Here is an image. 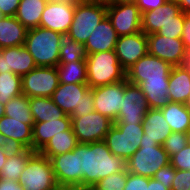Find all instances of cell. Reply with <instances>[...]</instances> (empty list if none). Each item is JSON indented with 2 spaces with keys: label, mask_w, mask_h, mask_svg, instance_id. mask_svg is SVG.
<instances>
[{
  "label": "cell",
  "mask_w": 190,
  "mask_h": 190,
  "mask_svg": "<svg viewBox=\"0 0 190 190\" xmlns=\"http://www.w3.org/2000/svg\"><path fill=\"white\" fill-rule=\"evenodd\" d=\"M171 190H190V170H176Z\"/></svg>",
  "instance_id": "b9f144b4"
},
{
  "label": "cell",
  "mask_w": 190,
  "mask_h": 190,
  "mask_svg": "<svg viewBox=\"0 0 190 190\" xmlns=\"http://www.w3.org/2000/svg\"><path fill=\"white\" fill-rule=\"evenodd\" d=\"M89 1H99V2H105L106 0H89Z\"/></svg>",
  "instance_id": "6125c7cd"
},
{
  "label": "cell",
  "mask_w": 190,
  "mask_h": 190,
  "mask_svg": "<svg viewBox=\"0 0 190 190\" xmlns=\"http://www.w3.org/2000/svg\"><path fill=\"white\" fill-rule=\"evenodd\" d=\"M148 54L166 61L171 66H178L182 62L186 51L181 38L165 37L157 33L147 35Z\"/></svg>",
  "instance_id": "e0dca14e"
},
{
  "label": "cell",
  "mask_w": 190,
  "mask_h": 190,
  "mask_svg": "<svg viewBox=\"0 0 190 190\" xmlns=\"http://www.w3.org/2000/svg\"><path fill=\"white\" fill-rule=\"evenodd\" d=\"M186 105L190 108V94H189V97L187 99Z\"/></svg>",
  "instance_id": "91938a15"
},
{
  "label": "cell",
  "mask_w": 190,
  "mask_h": 190,
  "mask_svg": "<svg viewBox=\"0 0 190 190\" xmlns=\"http://www.w3.org/2000/svg\"><path fill=\"white\" fill-rule=\"evenodd\" d=\"M143 136V123H114L104 142L113 155L126 162L140 147Z\"/></svg>",
  "instance_id": "52a82bcc"
},
{
  "label": "cell",
  "mask_w": 190,
  "mask_h": 190,
  "mask_svg": "<svg viewBox=\"0 0 190 190\" xmlns=\"http://www.w3.org/2000/svg\"><path fill=\"white\" fill-rule=\"evenodd\" d=\"M170 164L176 170H190V146L186 145L181 151L171 156Z\"/></svg>",
  "instance_id": "ab89813d"
},
{
  "label": "cell",
  "mask_w": 190,
  "mask_h": 190,
  "mask_svg": "<svg viewBox=\"0 0 190 190\" xmlns=\"http://www.w3.org/2000/svg\"><path fill=\"white\" fill-rule=\"evenodd\" d=\"M34 122L57 120L67 114L50 97H29Z\"/></svg>",
  "instance_id": "83f0119b"
},
{
  "label": "cell",
  "mask_w": 190,
  "mask_h": 190,
  "mask_svg": "<svg viewBox=\"0 0 190 190\" xmlns=\"http://www.w3.org/2000/svg\"><path fill=\"white\" fill-rule=\"evenodd\" d=\"M118 37L112 23L106 15L84 44L87 54L115 50Z\"/></svg>",
  "instance_id": "7402d4cb"
},
{
  "label": "cell",
  "mask_w": 190,
  "mask_h": 190,
  "mask_svg": "<svg viewBox=\"0 0 190 190\" xmlns=\"http://www.w3.org/2000/svg\"><path fill=\"white\" fill-rule=\"evenodd\" d=\"M125 164L129 173L152 178L159 169L170 164V159L162 145L141 140L140 147Z\"/></svg>",
  "instance_id": "8992f818"
},
{
  "label": "cell",
  "mask_w": 190,
  "mask_h": 190,
  "mask_svg": "<svg viewBox=\"0 0 190 190\" xmlns=\"http://www.w3.org/2000/svg\"><path fill=\"white\" fill-rule=\"evenodd\" d=\"M94 110L116 121L122 108L124 80L92 89Z\"/></svg>",
  "instance_id": "9a60e30c"
},
{
  "label": "cell",
  "mask_w": 190,
  "mask_h": 190,
  "mask_svg": "<svg viewBox=\"0 0 190 190\" xmlns=\"http://www.w3.org/2000/svg\"><path fill=\"white\" fill-rule=\"evenodd\" d=\"M115 53L121 67L127 71L148 53L147 35L141 31L131 35L119 36Z\"/></svg>",
  "instance_id": "ac0fdd59"
},
{
  "label": "cell",
  "mask_w": 190,
  "mask_h": 190,
  "mask_svg": "<svg viewBox=\"0 0 190 190\" xmlns=\"http://www.w3.org/2000/svg\"><path fill=\"white\" fill-rule=\"evenodd\" d=\"M172 67L166 61L147 53L126 71V79L135 85H140L145 80H169Z\"/></svg>",
  "instance_id": "8fae6325"
},
{
  "label": "cell",
  "mask_w": 190,
  "mask_h": 190,
  "mask_svg": "<svg viewBox=\"0 0 190 190\" xmlns=\"http://www.w3.org/2000/svg\"><path fill=\"white\" fill-rule=\"evenodd\" d=\"M50 98L70 116H84L95 111L92 88L87 83H60Z\"/></svg>",
  "instance_id": "277c9868"
},
{
  "label": "cell",
  "mask_w": 190,
  "mask_h": 190,
  "mask_svg": "<svg viewBox=\"0 0 190 190\" xmlns=\"http://www.w3.org/2000/svg\"><path fill=\"white\" fill-rule=\"evenodd\" d=\"M107 16L118 36L142 31V14L134 2L107 5Z\"/></svg>",
  "instance_id": "5bb4252c"
},
{
  "label": "cell",
  "mask_w": 190,
  "mask_h": 190,
  "mask_svg": "<svg viewBox=\"0 0 190 190\" xmlns=\"http://www.w3.org/2000/svg\"><path fill=\"white\" fill-rule=\"evenodd\" d=\"M48 0H20L15 17L28 30L39 27Z\"/></svg>",
  "instance_id": "f546056e"
},
{
  "label": "cell",
  "mask_w": 190,
  "mask_h": 190,
  "mask_svg": "<svg viewBox=\"0 0 190 190\" xmlns=\"http://www.w3.org/2000/svg\"><path fill=\"white\" fill-rule=\"evenodd\" d=\"M5 16L4 14L0 11V20L3 19Z\"/></svg>",
  "instance_id": "94428289"
},
{
  "label": "cell",
  "mask_w": 190,
  "mask_h": 190,
  "mask_svg": "<svg viewBox=\"0 0 190 190\" xmlns=\"http://www.w3.org/2000/svg\"><path fill=\"white\" fill-rule=\"evenodd\" d=\"M75 4L76 0H48L39 26L66 36L73 21Z\"/></svg>",
  "instance_id": "7c38bea8"
},
{
  "label": "cell",
  "mask_w": 190,
  "mask_h": 190,
  "mask_svg": "<svg viewBox=\"0 0 190 190\" xmlns=\"http://www.w3.org/2000/svg\"><path fill=\"white\" fill-rule=\"evenodd\" d=\"M18 182L24 190H55L59 187L50 159L39 152L28 160Z\"/></svg>",
  "instance_id": "ba28073f"
},
{
  "label": "cell",
  "mask_w": 190,
  "mask_h": 190,
  "mask_svg": "<svg viewBox=\"0 0 190 190\" xmlns=\"http://www.w3.org/2000/svg\"><path fill=\"white\" fill-rule=\"evenodd\" d=\"M71 127L79 143L104 141L106 134L114 125L107 116L96 111L84 116H70Z\"/></svg>",
  "instance_id": "9c48e42d"
},
{
  "label": "cell",
  "mask_w": 190,
  "mask_h": 190,
  "mask_svg": "<svg viewBox=\"0 0 190 190\" xmlns=\"http://www.w3.org/2000/svg\"><path fill=\"white\" fill-rule=\"evenodd\" d=\"M168 82L169 80H145L139 85L147 99L149 108L161 109L171 102L168 95Z\"/></svg>",
  "instance_id": "1f68e13d"
},
{
  "label": "cell",
  "mask_w": 190,
  "mask_h": 190,
  "mask_svg": "<svg viewBox=\"0 0 190 190\" xmlns=\"http://www.w3.org/2000/svg\"><path fill=\"white\" fill-rule=\"evenodd\" d=\"M186 143H187V145H189L190 146V127H189V129L186 131Z\"/></svg>",
  "instance_id": "9f6ffc18"
},
{
  "label": "cell",
  "mask_w": 190,
  "mask_h": 190,
  "mask_svg": "<svg viewBox=\"0 0 190 190\" xmlns=\"http://www.w3.org/2000/svg\"><path fill=\"white\" fill-rule=\"evenodd\" d=\"M78 144L77 137L71 127L67 131L55 134L39 153L51 159L53 156L71 152Z\"/></svg>",
  "instance_id": "4dcf8cb0"
},
{
  "label": "cell",
  "mask_w": 190,
  "mask_h": 190,
  "mask_svg": "<svg viewBox=\"0 0 190 190\" xmlns=\"http://www.w3.org/2000/svg\"><path fill=\"white\" fill-rule=\"evenodd\" d=\"M22 94V77L13 72L0 73V103L6 104L10 99Z\"/></svg>",
  "instance_id": "836d02e7"
},
{
  "label": "cell",
  "mask_w": 190,
  "mask_h": 190,
  "mask_svg": "<svg viewBox=\"0 0 190 190\" xmlns=\"http://www.w3.org/2000/svg\"><path fill=\"white\" fill-rule=\"evenodd\" d=\"M186 145L187 143L185 133L171 132L162 146L170 158L171 156L181 151Z\"/></svg>",
  "instance_id": "74e56055"
},
{
  "label": "cell",
  "mask_w": 190,
  "mask_h": 190,
  "mask_svg": "<svg viewBox=\"0 0 190 190\" xmlns=\"http://www.w3.org/2000/svg\"><path fill=\"white\" fill-rule=\"evenodd\" d=\"M181 8V11L190 14V0H176Z\"/></svg>",
  "instance_id": "816d5d0a"
},
{
  "label": "cell",
  "mask_w": 190,
  "mask_h": 190,
  "mask_svg": "<svg viewBox=\"0 0 190 190\" xmlns=\"http://www.w3.org/2000/svg\"><path fill=\"white\" fill-rule=\"evenodd\" d=\"M183 25H184V12H180L177 15V21H167L160 30H158L157 34H160L165 37L171 38H181L183 33Z\"/></svg>",
  "instance_id": "f35d334b"
},
{
  "label": "cell",
  "mask_w": 190,
  "mask_h": 190,
  "mask_svg": "<svg viewBox=\"0 0 190 190\" xmlns=\"http://www.w3.org/2000/svg\"><path fill=\"white\" fill-rule=\"evenodd\" d=\"M180 66L185 69H190V49L185 51Z\"/></svg>",
  "instance_id": "f907efd6"
},
{
  "label": "cell",
  "mask_w": 190,
  "mask_h": 190,
  "mask_svg": "<svg viewBox=\"0 0 190 190\" xmlns=\"http://www.w3.org/2000/svg\"><path fill=\"white\" fill-rule=\"evenodd\" d=\"M78 162L79 171H82V187L95 185L126 168L125 161L113 155L104 141L79 143Z\"/></svg>",
  "instance_id": "6da1fadb"
},
{
  "label": "cell",
  "mask_w": 190,
  "mask_h": 190,
  "mask_svg": "<svg viewBox=\"0 0 190 190\" xmlns=\"http://www.w3.org/2000/svg\"><path fill=\"white\" fill-rule=\"evenodd\" d=\"M20 0H0V11L4 16H15Z\"/></svg>",
  "instance_id": "f6af8a7d"
},
{
  "label": "cell",
  "mask_w": 190,
  "mask_h": 190,
  "mask_svg": "<svg viewBox=\"0 0 190 190\" xmlns=\"http://www.w3.org/2000/svg\"><path fill=\"white\" fill-rule=\"evenodd\" d=\"M36 152L27 148H13L0 170V178L18 181L20 174L26 167L28 160Z\"/></svg>",
  "instance_id": "4316f807"
},
{
  "label": "cell",
  "mask_w": 190,
  "mask_h": 190,
  "mask_svg": "<svg viewBox=\"0 0 190 190\" xmlns=\"http://www.w3.org/2000/svg\"><path fill=\"white\" fill-rule=\"evenodd\" d=\"M71 128V117L44 122H35L32 129V150L39 152L46 143L56 134Z\"/></svg>",
  "instance_id": "603a6c76"
},
{
  "label": "cell",
  "mask_w": 190,
  "mask_h": 190,
  "mask_svg": "<svg viewBox=\"0 0 190 190\" xmlns=\"http://www.w3.org/2000/svg\"><path fill=\"white\" fill-rule=\"evenodd\" d=\"M147 190H170L166 188L162 182H158L153 178H148V187Z\"/></svg>",
  "instance_id": "c3c4849f"
},
{
  "label": "cell",
  "mask_w": 190,
  "mask_h": 190,
  "mask_svg": "<svg viewBox=\"0 0 190 190\" xmlns=\"http://www.w3.org/2000/svg\"><path fill=\"white\" fill-rule=\"evenodd\" d=\"M37 65L24 45L0 49V73L13 72L23 76Z\"/></svg>",
  "instance_id": "ffe728a7"
},
{
  "label": "cell",
  "mask_w": 190,
  "mask_h": 190,
  "mask_svg": "<svg viewBox=\"0 0 190 190\" xmlns=\"http://www.w3.org/2000/svg\"><path fill=\"white\" fill-rule=\"evenodd\" d=\"M181 8L176 0H167L157 10L142 13L141 29L146 34L157 33L167 21H177Z\"/></svg>",
  "instance_id": "44dd1931"
},
{
  "label": "cell",
  "mask_w": 190,
  "mask_h": 190,
  "mask_svg": "<svg viewBox=\"0 0 190 190\" xmlns=\"http://www.w3.org/2000/svg\"><path fill=\"white\" fill-rule=\"evenodd\" d=\"M144 136L141 140L163 145L172 130L160 109L149 108L143 119Z\"/></svg>",
  "instance_id": "cb8c5ba5"
},
{
  "label": "cell",
  "mask_w": 190,
  "mask_h": 190,
  "mask_svg": "<svg viewBox=\"0 0 190 190\" xmlns=\"http://www.w3.org/2000/svg\"><path fill=\"white\" fill-rule=\"evenodd\" d=\"M78 190H103L97 184L95 185H88L85 187H79Z\"/></svg>",
  "instance_id": "db71d44e"
},
{
  "label": "cell",
  "mask_w": 190,
  "mask_h": 190,
  "mask_svg": "<svg viewBox=\"0 0 190 190\" xmlns=\"http://www.w3.org/2000/svg\"><path fill=\"white\" fill-rule=\"evenodd\" d=\"M28 29L15 16L0 20V49L25 44Z\"/></svg>",
  "instance_id": "484cf974"
},
{
  "label": "cell",
  "mask_w": 190,
  "mask_h": 190,
  "mask_svg": "<svg viewBox=\"0 0 190 190\" xmlns=\"http://www.w3.org/2000/svg\"><path fill=\"white\" fill-rule=\"evenodd\" d=\"M106 15L107 5L104 2L76 0L74 17L67 36L85 44Z\"/></svg>",
  "instance_id": "5b68a950"
},
{
  "label": "cell",
  "mask_w": 190,
  "mask_h": 190,
  "mask_svg": "<svg viewBox=\"0 0 190 190\" xmlns=\"http://www.w3.org/2000/svg\"><path fill=\"white\" fill-rule=\"evenodd\" d=\"M190 94V69L174 66L169 74L168 95L171 102L186 104Z\"/></svg>",
  "instance_id": "d4e9b609"
},
{
  "label": "cell",
  "mask_w": 190,
  "mask_h": 190,
  "mask_svg": "<svg viewBox=\"0 0 190 190\" xmlns=\"http://www.w3.org/2000/svg\"><path fill=\"white\" fill-rule=\"evenodd\" d=\"M13 147H0V170L2 169L6 159Z\"/></svg>",
  "instance_id": "681fc988"
},
{
  "label": "cell",
  "mask_w": 190,
  "mask_h": 190,
  "mask_svg": "<svg viewBox=\"0 0 190 190\" xmlns=\"http://www.w3.org/2000/svg\"><path fill=\"white\" fill-rule=\"evenodd\" d=\"M59 84L56 67L37 66L22 76V94L28 97H51Z\"/></svg>",
  "instance_id": "30bf717a"
},
{
  "label": "cell",
  "mask_w": 190,
  "mask_h": 190,
  "mask_svg": "<svg viewBox=\"0 0 190 190\" xmlns=\"http://www.w3.org/2000/svg\"><path fill=\"white\" fill-rule=\"evenodd\" d=\"M34 123V120H17L4 115L0 118V134L7 139L11 147L32 150Z\"/></svg>",
  "instance_id": "d6986e66"
},
{
  "label": "cell",
  "mask_w": 190,
  "mask_h": 190,
  "mask_svg": "<svg viewBox=\"0 0 190 190\" xmlns=\"http://www.w3.org/2000/svg\"><path fill=\"white\" fill-rule=\"evenodd\" d=\"M149 109L147 99L139 85L124 80V95L122 108L114 123H143Z\"/></svg>",
  "instance_id": "4fadbf2b"
},
{
  "label": "cell",
  "mask_w": 190,
  "mask_h": 190,
  "mask_svg": "<svg viewBox=\"0 0 190 190\" xmlns=\"http://www.w3.org/2000/svg\"><path fill=\"white\" fill-rule=\"evenodd\" d=\"M181 40L185 49H190V14L184 13V25Z\"/></svg>",
  "instance_id": "bcb514c9"
},
{
  "label": "cell",
  "mask_w": 190,
  "mask_h": 190,
  "mask_svg": "<svg viewBox=\"0 0 190 190\" xmlns=\"http://www.w3.org/2000/svg\"><path fill=\"white\" fill-rule=\"evenodd\" d=\"M59 63L86 61L87 52L85 45L79 43L67 35L63 37L59 50Z\"/></svg>",
  "instance_id": "e575fe53"
},
{
  "label": "cell",
  "mask_w": 190,
  "mask_h": 190,
  "mask_svg": "<svg viewBox=\"0 0 190 190\" xmlns=\"http://www.w3.org/2000/svg\"><path fill=\"white\" fill-rule=\"evenodd\" d=\"M128 171L126 168L115 174L101 179L97 185L103 190H123L127 182Z\"/></svg>",
  "instance_id": "8d00e7d4"
},
{
  "label": "cell",
  "mask_w": 190,
  "mask_h": 190,
  "mask_svg": "<svg viewBox=\"0 0 190 190\" xmlns=\"http://www.w3.org/2000/svg\"><path fill=\"white\" fill-rule=\"evenodd\" d=\"M134 1L135 0H106L104 3L106 5H112V4H119V3H130Z\"/></svg>",
  "instance_id": "f5cc1de1"
},
{
  "label": "cell",
  "mask_w": 190,
  "mask_h": 190,
  "mask_svg": "<svg viewBox=\"0 0 190 190\" xmlns=\"http://www.w3.org/2000/svg\"><path fill=\"white\" fill-rule=\"evenodd\" d=\"M4 116V104L0 103V118Z\"/></svg>",
  "instance_id": "680465c9"
},
{
  "label": "cell",
  "mask_w": 190,
  "mask_h": 190,
  "mask_svg": "<svg viewBox=\"0 0 190 190\" xmlns=\"http://www.w3.org/2000/svg\"><path fill=\"white\" fill-rule=\"evenodd\" d=\"M4 115L17 120H34L29 107V97L21 94L4 105Z\"/></svg>",
  "instance_id": "d590c367"
},
{
  "label": "cell",
  "mask_w": 190,
  "mask_h": 190,
  "mask_svg": "<svg viewBox=\"0 0 190 190\" xmlns=\"http://www.w3.org/2000/svg\"><path fill=\"white\" fill-rule=\"evenodd\" d=\"M0 147H11L7 139L1 134H0Z\"/></svg>",
  "instance_id": "11a10c76"
},
{
  "label": "cell",
  "mask_w": 190,
  "mask_h": 190,
  "mask_svg": "<svg viewBox=\"0 0 190 190\" xmlns=\"http://www.w3.org/2000/svg\"><path fill=\"white\" fill-rule=\"evenodd\" d=\"M160 110L172 132L186 133L190 127V108L186 104L169 102Z\"/></svg>",
  "instance_id": "f1b7e54d"
},
{
  "label": "cell",
  "mask_w": 190,
  "mask_h": 190,
  "mask_svg": "<svg viewBox=\"0 0 190 190\" xmlns=\"http://www.w3.org/2000/svg\"><path fill=\"white\" fill-rule=\"evenodd\" d=\"M148 177L135 175L132 173L127 174V182L123 190H147Z\"/></svg>",
  "instance_id": "7bdbcfd3"
},
{
  "label": "cell",
  "mask_w": 190,
  "mask_h": 190,
  "mask_svg": "<svg viewBox=\"0 0 190 190\" xmlns=\"http://www.w3.org/2000/svg\"><path fill=\"white\" fill-rule=\"evenodd\" d=\"M0 190H24L18 181L0 178Z\"/></svg>",
  "instance_id": "7dc6e473"
},
{
  "label": "cell",
  "mask_w": 190,
  "mask_h": 190,
  "mask_svg": "<svg viewBox=\"0 0 190 190\" xmlns=\"http://www.w3.org/2000/svg\"><path fill=\"white\" fill-rule=\"evenodd\" d=\"M55 190H78L76 187H58Z\"/></svg>",
  "instance_id": "6f0895ef"
},
{
  "label": "cell",
  "mask_w": 190,
  "mask_h": 190,
  "mask_svg": "<svg viewBox=\"0 0 190 190\" xmlns=\"http://www.w3.org/2000/svg\"><path fill=\"white\" fill-rule=\"evenodd\" d=\"M86 69L87 84L92 89L126 79L115 50L87 54Z\"/></svg>",
  "instance_id": "3957f363"
},
{
  "label": "cell",
  "mask_w": 190,
  "mask_h": 190,
  "mask_svg": "<svg viewBox=\"0 0 190 190\" xmlns=\"http://www.w3.org/2000/svg\"><path fill=\"white\" fill-rule=\"evenodd\" d=\"M51 164L59 187H82V171H79L78 145L71 151L53 156Z\"/></svg>",
  "instance_id": "2e32d148"
},
{
  "label": "cell",
  "mask_w": 190,
  "mask_h": 190,
  "mask_svg": "<svg viewBox=\"0 0 190 190\" xmlns=\"http://www.w3.org/2000/svg\"><path fill=\"white\" fill-rule=\"evenodd\" d=\"M176 174V169L171 165L168 164L165 167H162L159 169L154 175L153 179H155L158 182H162V184L171 190V185L174 180Z\"/></svg>",
  "instance_id": "60d3db41"
},
{
  "label": "cell",
  "mask_w": 190,
  "mask_h": 190,
  "mask_svg": "<svg viewBox=\"0 0 190 190\" xmlns=\"http://www.w3.org/2000/svg\"><path fill=\"white\" fill-rule=\"evenodd\" d=\"M167 0H135L134 3L138 6L141 14L149 10H157Z\"/></svg>",
  "instance_id": "ee69618b"
},
{
  "label": "cell",
  "mask_w": 190,
  "mask_h": 190,
  "mask_svg": "<svg viewBox=\"0 0 190 190\" xmlns=\"http://www.w3.org/2000/svg\"><path fill=\"white\" fill-rule=\"evenodd\" d=\"M63 37L59 32L39 26L27 31L24 46L37 66L56 67Z\"/></svg>",
  "instance_id": "7a4b0ae2"
},
{
  "label": "cell",
  "mask_w": 190,
  "mask_h": 190,
  "mask_svg": "<svg viewBox=\"0 0 190 190\" xmlns=\"http://www.w3.org/2000/svg\"><path fill=\"white\" fill-rule=\"evenodd\" d=\"M59 82L68 83H87L86 61H77L70 63H58L56 66Z\"/></svg>",
  "instance_id": "d6a6232c"
}]
</instances>
